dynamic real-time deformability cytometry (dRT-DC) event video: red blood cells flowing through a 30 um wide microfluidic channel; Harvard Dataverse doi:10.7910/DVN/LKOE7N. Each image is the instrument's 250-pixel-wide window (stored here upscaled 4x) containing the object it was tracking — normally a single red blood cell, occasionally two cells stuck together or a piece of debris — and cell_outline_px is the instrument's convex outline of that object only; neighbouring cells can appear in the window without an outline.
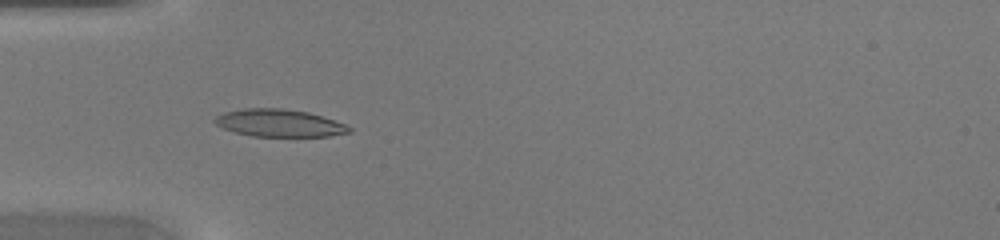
{"species": "common noctule bat (a hibernating species)", "species_latin": "Nyctalus noctula", "temperature_condition": "warm", "stored_images_in_passage": 9, "camera_frame_rate_fps": 3000, "um_per_image_px": 0.085, "animal": {"sex": "female", "body_mass_g": 20.0, "forearm_length_mm": 54.0}, "frame": {"image": 1, "passage_image": 6, "time_ms": 1.667, "image_size_px": [1000, 240], "cell_outline_px": [[352, 132], [328, 136], [252, 136], [236, 132], [224, 128], [216, 124], [212, 120], [216, 116], [224, 112], [244, 108], [284, 108], [308, 112], [344, 124], [352, 128]], "centroid_in_image_um": [23.72, 10.45], "position_along_channel_um": 61.3, "area_um2": 21.33}}